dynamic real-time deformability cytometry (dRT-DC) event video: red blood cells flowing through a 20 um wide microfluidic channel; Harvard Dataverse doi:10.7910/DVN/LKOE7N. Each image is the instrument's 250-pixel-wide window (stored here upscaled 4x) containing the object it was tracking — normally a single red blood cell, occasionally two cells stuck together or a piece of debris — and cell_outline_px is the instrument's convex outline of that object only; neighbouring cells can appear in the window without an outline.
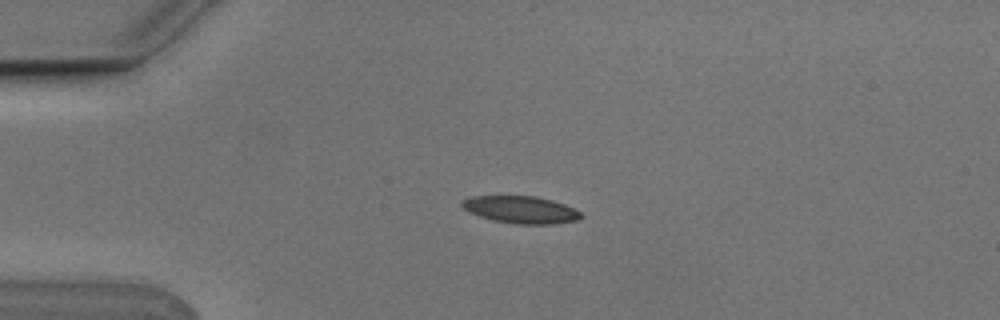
{"species": "Egyptian fruit bat (a non-hibernating species)", "species_latin": "Rousettus aegyptiacus", "temperature_condition": "cold", "stored_images_in_passage": 2, "camera_frame_rate_fps": 3000, "um_per_image_px": 0.085, "animal": {"sex": "male"}, "frame": {"image": 1, "passage_image": 1, "time_ms": 0.0, "image_size_px": [1000, 320], "cell_outline_px": [[584, 216], [576, 220], [556, 224], [516, 224], [492, 220], [468, 212], [460, 204], [464, 200], [472, 196], [536, 196], [552, 200], [564, 204], [580, 212]], "centroid_in_image_um": [44.27, 17.83], "position_along_channel_um": 40.7, "area_um2": 18.84}}